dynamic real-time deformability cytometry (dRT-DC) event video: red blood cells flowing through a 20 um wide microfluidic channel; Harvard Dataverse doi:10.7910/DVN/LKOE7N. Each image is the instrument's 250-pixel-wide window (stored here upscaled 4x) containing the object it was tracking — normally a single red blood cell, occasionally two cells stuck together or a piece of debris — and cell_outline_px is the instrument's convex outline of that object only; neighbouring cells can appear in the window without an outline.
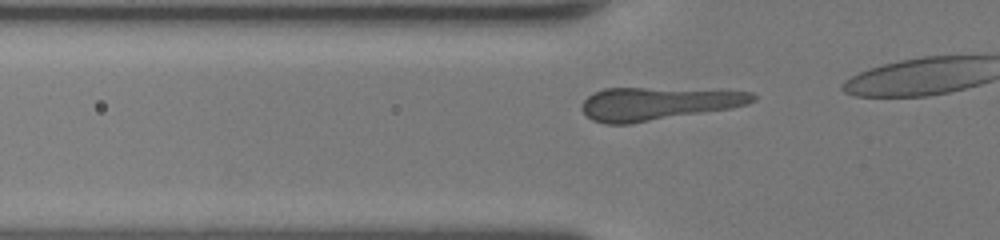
{"species": "human", "species_latin": "Homo sapiens", "temperature_condition": "room temperature", "stored_images_in_passage": 14, "camera_frame_rate_fps": 3000, "um_per_image_px": 0.085, "donor": {"sex": "female"}, "frame": {"image": 1, "passage_image": 8, "time_ms": 2.333, "image_size_px": [1000, 240], "cell_outline_px": [[756, 100], [748, 104], [732, 108], [632, 124], [604, 124], [592, 120], [580, 108], [580, 104], [592, 92], [604, 88], [644, 88], [752, 92], [756, 96]], "centroid_in_image_um": [55.86, 8.82], "position_along_channel_um": 69.9, "area_um2": 32.83}}
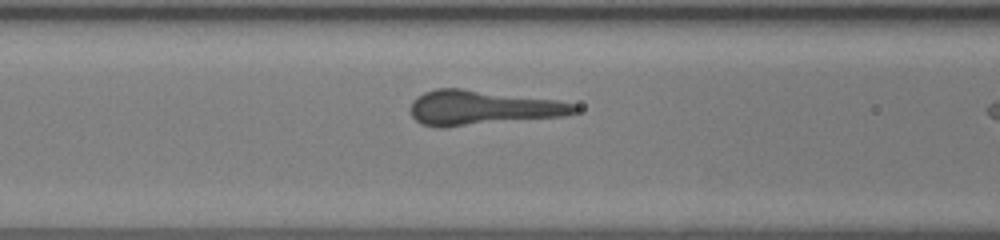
{"frame": {"image": 2, "passage_image": 12, "time_ms": 3.667, "image_size_px": [1000, 240], "cell_outline_px": [[580, 108], [576, 112], [564, 116], [444, 128], [436, 128], [420, 124], [412, 116], [408, 108], [412, 100], [416, 96], [424, 92], [436, 88], [460, 88], [556, 100], [576, 104]], "centroid_in_image_um": [40.94, 9.17], "position_along_channel_um": 125.7, "area_um2": 33.64}}